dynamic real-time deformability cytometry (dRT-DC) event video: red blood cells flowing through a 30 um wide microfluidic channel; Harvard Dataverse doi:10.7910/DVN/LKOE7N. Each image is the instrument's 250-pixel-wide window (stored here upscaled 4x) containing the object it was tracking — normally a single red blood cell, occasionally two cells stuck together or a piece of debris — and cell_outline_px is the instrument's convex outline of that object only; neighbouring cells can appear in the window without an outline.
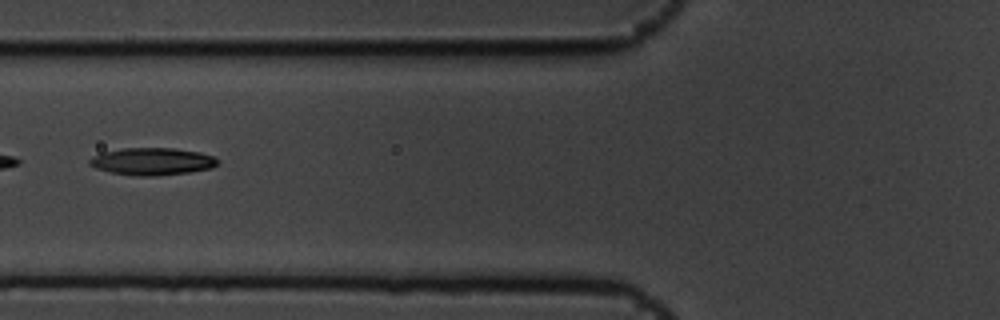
{"species": "common noctule bat (a hibernating species)", "species_latin": "Nyctalus noctula", "temperature_condition": "cold", "stored_images_in_passage": 5, "camera_frame_rate_fps": 3000, "um_per_image_px": 0.085, "animal": {"sex": "male", "body_mass_g": 19.5, "forearm_length_mm": 54.6}, "frame": {"image": 1, "passage_image": 5, "time_ms": 1.333, "image_size_px": [1000, 320], "cell_outline_px": [[216, 164], [212, 168], [188, 172], [156, 176], [136, 176], [112, 172], [96, 168], [88, 164], [88, 160], [92, 156], [100, 152], [124, 148], [172, 148], [200, 152], [212, 156], [216, 160]], "centroid_in_image_um": [12.88, 13.72], "position_along_channel_um": 112.9, "area_um2": 20.29}}